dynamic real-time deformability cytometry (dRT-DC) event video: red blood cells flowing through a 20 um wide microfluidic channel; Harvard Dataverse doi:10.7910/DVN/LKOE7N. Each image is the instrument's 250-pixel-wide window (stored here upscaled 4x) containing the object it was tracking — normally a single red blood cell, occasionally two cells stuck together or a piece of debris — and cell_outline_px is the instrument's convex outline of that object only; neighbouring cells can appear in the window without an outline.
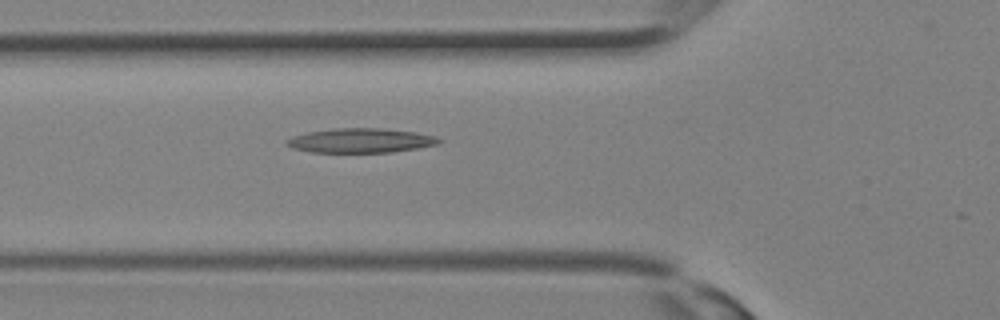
{"species": "Egyptian fruit bat (a non-hibernating species)", "species_latin": "Rousettus aegyptiacus", "temperature_condition": "room temperature", "stored_images_in_passage": 15, "camera_frame_rate_fps": 3000, "um_per_image_px": 0.085, "animal": {"sex": "female"}, "frame": {"image": 1, "passage_image": 11, "time_ms": 3.333, "image_size_px": [1000, 320], "cell_outline_px": [[444, 140], [436, 144], [416, 148], [392, 152], [312, 152], [292, 148], [284, 144], [284, 140], [292, 136], [304, 132], [332, 128], [380, 128], [416, 132], [436, 136]], "centroid_in_image_um": [30.59, 11.93], "position_along_channel_um": 95.2, "area_um2": 21.85}}
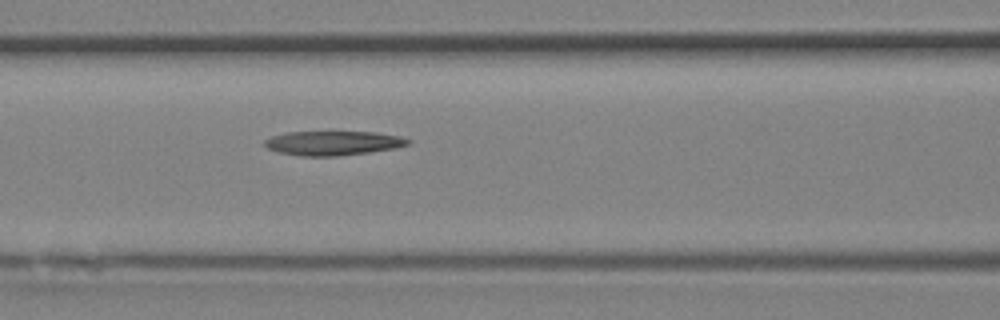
{"frame": {"image": 2, "passage_image": 13, "time_ms": 4.0, "image_size_px": [1000, 320], "cell_outline_px": [[412, 144], [396, 148], [368, 152], [336, 156], [300, 156], [280, 152], [268, 148], [264, 144], [264, 140], [272, 136], [288, 132], [376, 132], [400, 136], [412, 140]], "centroid_in_image_um": [28.36, 12.16], "position_along_channel_um": 138.2, "area_um2": 20.29}}
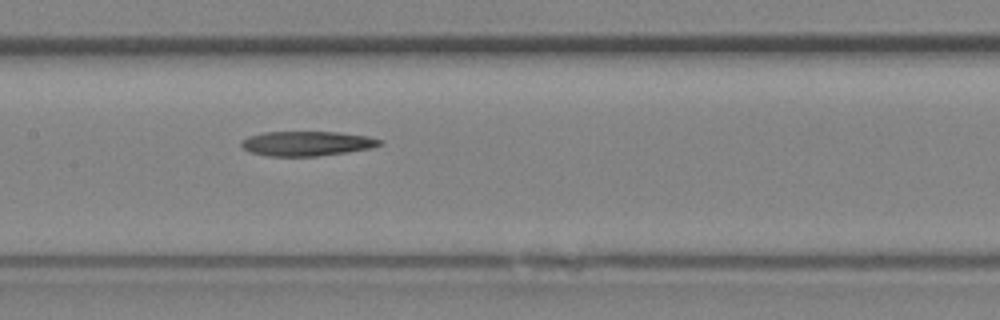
{"frame": {"image": 3, "passage_image": 15, "time_ms": 4.667, "image_size_px": [1000, 320], "cell_outline_px": [[384, 144], [372, 148], [348, 152], [316, 156], [268, 156], [252, 152], [244, 148], [240, 144], [240, 140], [248, 136], [264, 132], [336, 132], [368, 136], [384, 140]], "centroid_in_image_um": [26.12, 12.19], "position_along_channel_um": 181.3, "area_um2": 20.0}}